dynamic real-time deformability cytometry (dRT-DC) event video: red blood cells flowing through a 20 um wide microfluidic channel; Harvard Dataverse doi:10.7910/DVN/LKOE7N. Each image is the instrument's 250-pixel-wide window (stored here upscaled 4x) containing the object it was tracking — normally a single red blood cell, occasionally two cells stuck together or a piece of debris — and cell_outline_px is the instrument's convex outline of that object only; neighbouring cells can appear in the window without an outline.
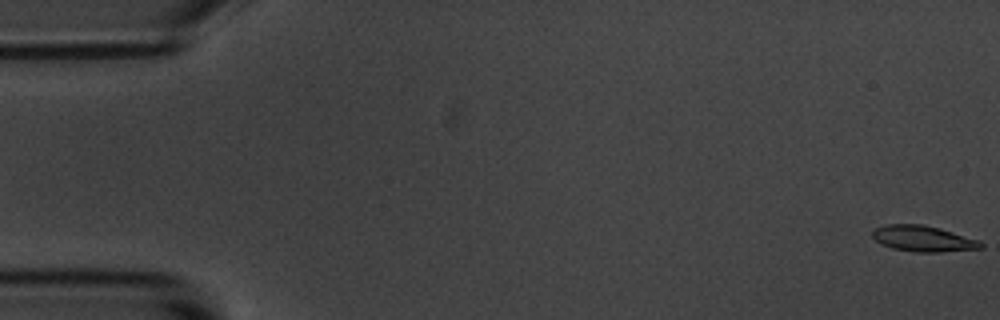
{"species": "common noctule bat (a hibernating species)", "species_latin": "Nyctalus noctula", "temperature_condition": "room temperature", "stored_images_in_passage": 16, "camera_frame_rate_fps": 3000, "um_per_image_px": 0.085, "animal": {"sex": "male", "body_mass_g": 20.1, "forearm_length_mm": 53.5}, "frame": {"image": 1, "passage_image": 1, "time_ms": 0.0, "image_size_px": [1000, 320], "cell_outline_px": [[984, 248], [940, 252], [916, 252], [892, 248], [880, 244], [872, 236], [872, 232], [876, 228], [884, 224], [924, 224], [940, 228], [976, 240], [984, 244]], "centroid_in_image_um": [78.43, 20.28], "position_along_channel_um": 6.6, "area_um2": 16.3}}